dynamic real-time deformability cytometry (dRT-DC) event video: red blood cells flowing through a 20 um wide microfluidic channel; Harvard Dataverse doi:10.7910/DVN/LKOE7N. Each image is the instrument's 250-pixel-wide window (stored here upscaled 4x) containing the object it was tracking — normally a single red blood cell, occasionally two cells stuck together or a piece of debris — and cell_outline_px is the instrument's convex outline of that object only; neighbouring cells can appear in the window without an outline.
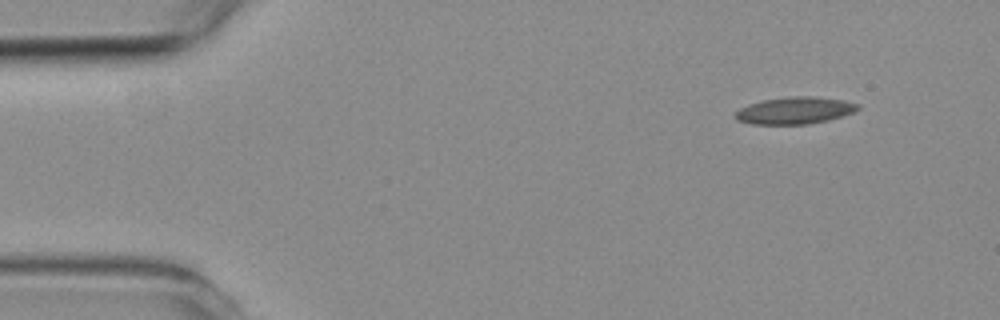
{"species": "common noctule bat (a hibernating species)", "species_latin": "Nyctalus noctula", "temperature_condition": "room temperature", "stored_images_in_passage": 5, "camera_frame_rate_fps": 3000, "um_per_image_px": 0.085, "animal": {"sex": "female", "body_mass_g": 19.3, "forearm_length_mm": 54.1}, "frame": {"image": 1, "passage_image": 5, "time_ms": 4.667, "image_size_px": [1000, 320], "cell_outline_px": [[860, 108], [852, 112], [828, 120], [808, 124], [752, 124], [736, 120], [736, 112], [740, 108], [748, 104], [764, 100], [792, 96], [812, 96], [840, 100], [860, 104]], "centroid_in_image_um": [67.54, 9.39], "position_along_channel_um": 17.5, "area_um2": 19.02}}